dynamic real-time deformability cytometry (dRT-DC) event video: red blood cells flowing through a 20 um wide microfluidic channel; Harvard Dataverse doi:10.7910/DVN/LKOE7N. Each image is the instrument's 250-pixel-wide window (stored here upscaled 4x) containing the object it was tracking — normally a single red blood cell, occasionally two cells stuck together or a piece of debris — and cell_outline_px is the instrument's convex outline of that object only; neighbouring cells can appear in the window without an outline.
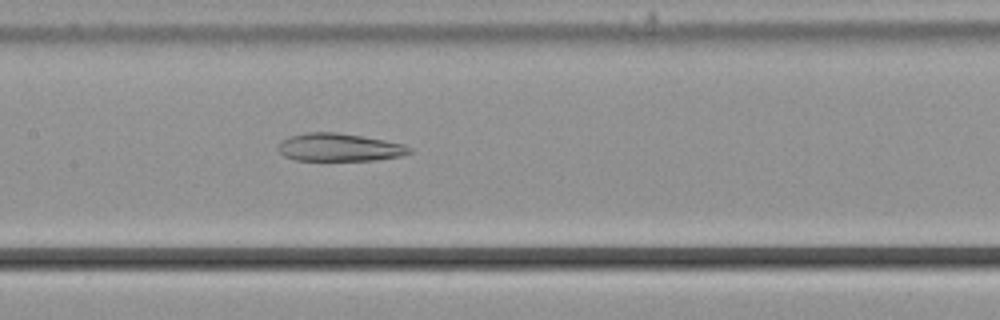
{"species": "common noctule bat (a hibernating species)", "species_latin": "Nyctalus noctula", "temperature_condition": "cold", "stored_images_in_passage": 55, "camera_frame_rate_fps": 3000, "um_per_image_px": 0.085, "animal": {"sex": "male", "body_mass_g": 21.5, "forearm_length_mm": 52.0}, "frame": {"image": 1, "passage_image": 27, "time_ms": 8.667, "image_size_px": [1000, 320], "cell_outline_px": [[412, 152], [400, 156], [376, 160], [296, 160], [284, 156], [276, 148], [280, 140], [304, 132], [336, 132], [384, 140], [404, 144], [412, 148]], "centroid_in_image_um": [28.82, 12.52], "position_along_channel_um": 178.6, "area_um2": 21.33}}
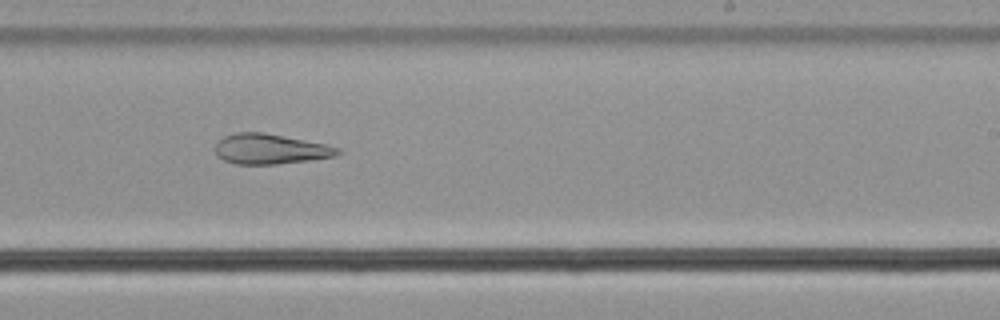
{"frame": {"image": 2, "passage_image": 34, "time_ms": 11.0, "image_size_px": [1000, 320], "cell_outline_px": [[340, 152], [336, 156], [308, 160], [276, 164], [236, 164], [224, 160], [216, 156], [216, 144], [224, 136], [232, 132], [264, 132], [324, 144], [340, 148]], "centroid_in_image_um": [22.93, 12.66], "position_along_channel_um": 266.1, "area_um2": 21.39}}
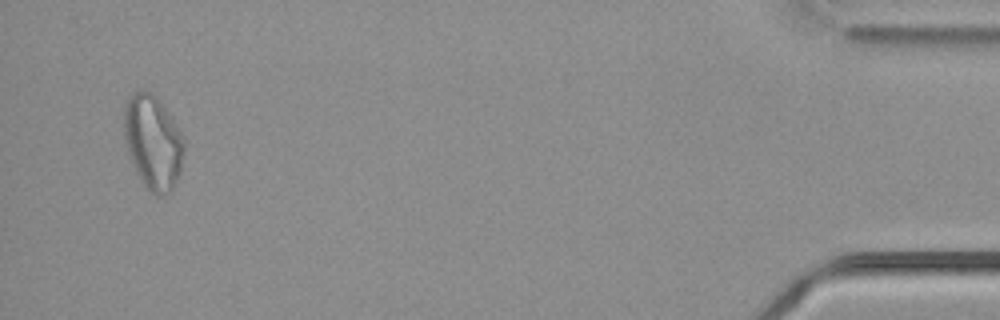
{"frame": {"image": 3, "passage_image": 53, "time_ms": 17.333, "image_size_px": [1000, 320], "cell_outline_px": [[184, 152], [180, 172], [168, 196], [156, 196], [148, 192], [136, 172], [128, 152], [124, 140], [124, 104], [136, 92], [152, 92], [160, 100], [172, 116], [184, 140]], "centroid_in_image_um": [13.01, 12.12], "position_along_channel_um": 422.2, "area_um2": 33.06}, "authors_computed_cell_mechanics": {"area_um2": 28.5532, "velocity_mm_per_s": 3.7636, "shape_relaxation_time_tau1_ms": null, "shape_relaxation_time_tau2_ms": 5.4643, "deformation_change_tau1": null, "deformation_change_tau2": 0.1558}}